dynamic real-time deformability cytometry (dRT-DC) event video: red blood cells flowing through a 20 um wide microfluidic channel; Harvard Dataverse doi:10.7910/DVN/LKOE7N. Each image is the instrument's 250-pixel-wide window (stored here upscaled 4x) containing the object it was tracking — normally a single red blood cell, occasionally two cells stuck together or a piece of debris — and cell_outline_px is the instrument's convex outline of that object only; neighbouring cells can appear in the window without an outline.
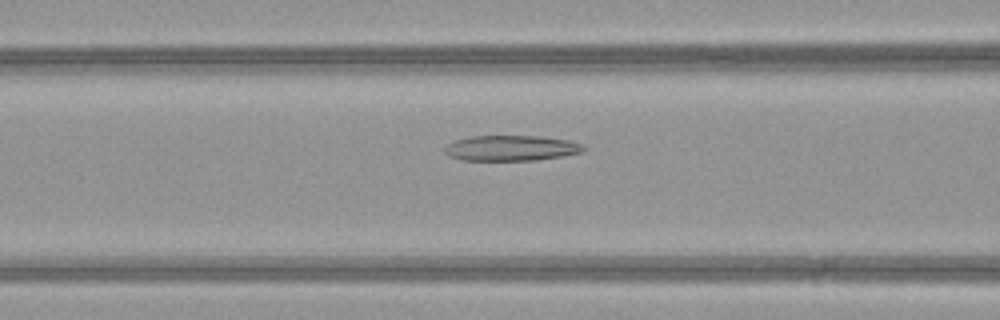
{"species": "common noctule bat (a hibernating species)", "species_latin": "Nyctalus noctula", "temperature_condition": "warm", "stored_images_in_passage": 26, "camera_frame_rate_fps": 3000, "um_per_image_px": 0.085, "animal": {"sex": "female", "body_mass_g": 21.9}, "frame": {"image": 1, "passage_image": 8, "time_ms": 2.333, "image_size_px": [1000, 320], "cell_outline_px": [[588, 148], [584, 152], [536, 160], [460, 160], [448, 156], [444, 152], [444, 148], [448, 144], [456, 140], [472, 136], [540, 136], [568, 140], [580, 144]], "centroid_in_image_um": [43.44, 12.59], "position_along_channel_um": 123.2, "area_um2": 20.58}}
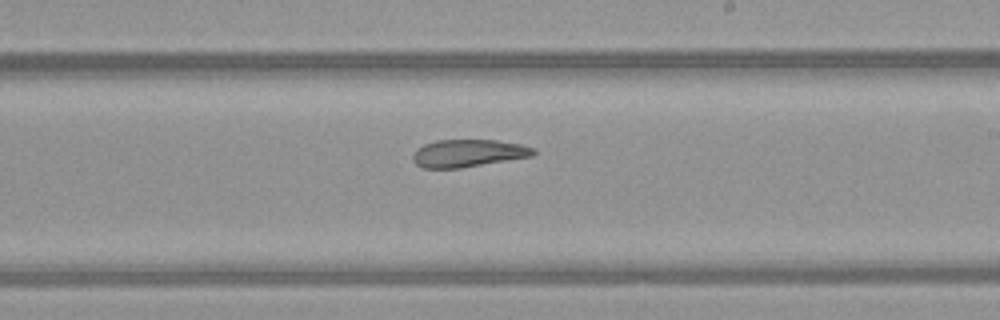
{"frame": {"image": 2, "passage_image": 17, "time_ms": 5.333, "image_size_px": [1000, 320], "cell_outline_px": [[536, 152], [532, 156], [460, 168], [424, 168], [416, 164], [412, 160], [412, 156], [416, 148], [424, 144], [436, 140], [496, 140], [520, 144], [532, 148]], "centroid_in_image_um": [39.74, 13.02], "position_along_channel_um": 249.3, "area_um2": 19.25}}
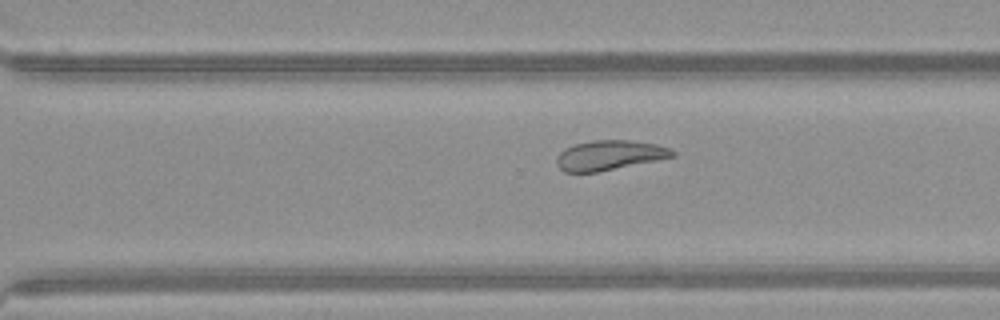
{"frame": {"image": 3, "passage_image": 22, "time_ms": 7.0, "image_size_px": [1000, 320], "cell_outline_px": [[676, 156], [596, 172], [564, 172], [556, 164], [556, 156], [564, 148], [576, 144], [592, 140], [628, 140], [656, 144], [668, 148], [676, 152]], "centroid_in_image_um": [51.77, 13.19], "position_along_channel_um": 318.8, "area_um2": 19.94}, "authors_computed_cell_mechanics": {"area_um2": 20.23, "velocity_mm_per_s": 4.1901, "shape_relaxation_time_tau1_ms": null, "shape_relaxation_time_tau2_ms": 1.6336, "deformation_change_tau1": null, "deformation_change_tau2": 0.0872}}